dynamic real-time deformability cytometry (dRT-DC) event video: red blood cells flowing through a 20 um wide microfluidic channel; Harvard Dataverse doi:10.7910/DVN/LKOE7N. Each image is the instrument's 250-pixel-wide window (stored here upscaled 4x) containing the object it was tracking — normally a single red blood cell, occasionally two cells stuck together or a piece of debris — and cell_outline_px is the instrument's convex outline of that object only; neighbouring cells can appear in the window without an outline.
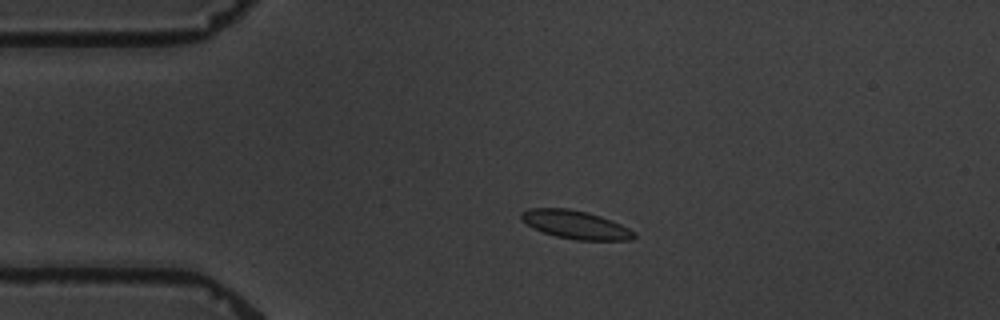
{"species": "common noctule bat (a hibernating species)", "species_latin": "Nyctalus noctula", "temperature_condition": "warm", "stored_images_in_passage": 5, "camera_frame_rate_fps": 3000, "um_per_image_px": 0.085, "animal": {"sex": "male", "body_mass_g": 19.5, "forearm_length_mm": 54.6}, "frame": {"image": 1, "passage_image": 4, "time_ms": 3.333, "image_size_px": [1000, 320], "cell_outline_px": [[636, 236], [632, 240], [576, 240], [556, 236], [532, 228], [520, 220], [520, 212], [528, 208], [568, 208], [588, 212], [600, 216], [620, 224], [636, 232]], "centroid_in_image_um": [48.89, 19.09], "position_along_channel_um": 36.1, "area_um2": 18.73}}